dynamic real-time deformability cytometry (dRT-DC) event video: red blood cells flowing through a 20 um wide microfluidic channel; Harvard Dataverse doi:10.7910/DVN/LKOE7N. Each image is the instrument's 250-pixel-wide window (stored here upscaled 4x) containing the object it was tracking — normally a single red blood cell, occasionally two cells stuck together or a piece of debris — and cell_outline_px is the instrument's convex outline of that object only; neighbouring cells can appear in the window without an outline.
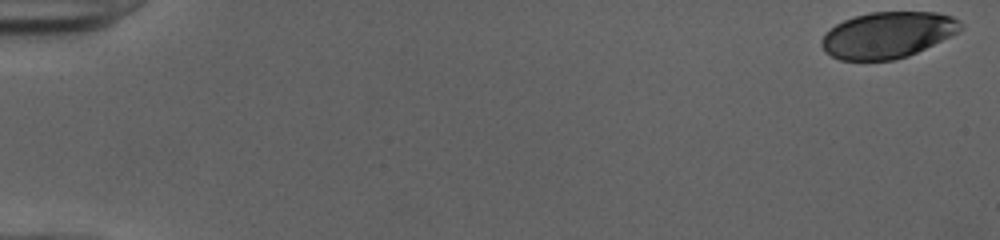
{"species": "human", "species_latin": "Homo sapiens", "temperature_condition": "cold", "stored_images_in_passage": 52, "camera_frame_rate_fps": 3000, "um_per_image_px": 0.085, "donor": {"sex": "female"}, "frame": {"image": 1, "passage_image": 1, "time_ms": 0.0, "image_size_px": [1000, 240], "cell_outline_px": [[964, 28], [908, 56], [892, 60], [840, 60], [824, 52], [820, 44], [820, 40], [836, 24], [844, 20], [856, 16], [872, 12], [936, 12], [952, 16], [960, 20], [964, 24]], "centroid_in_image_um": [75.44, 2.97], "position_along_channel_um": 9.6, "area_um2": 37.11}}
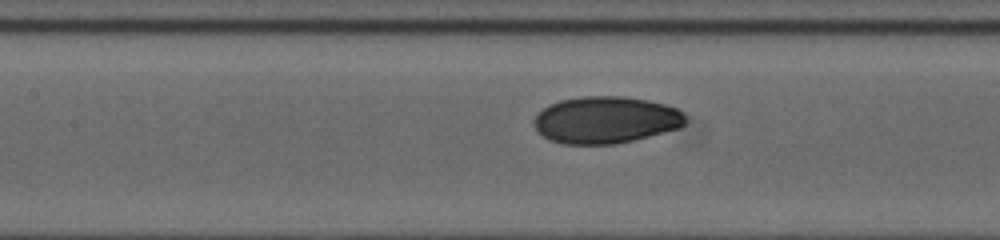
{"frame": {"image": 2, "passage_image": 25, "time_ms": 8.0, "image_size_px": [1000, 240], "cell_outline_px": [[688, 120], [684, 124], [676, 128], [648, 136], [616, 144], [560, 144], [548, 140], [536, 132], [532, 124], [532, 120], [548, 104], [560, 100], [584, 96], [620, 96], [648, 100], [664, 104], [676, 108], [684, 112]], "centroid_in_image_um": [51.43, 10.19], "position_along_channel_um": 156.0, "area_um2": 41.67}}
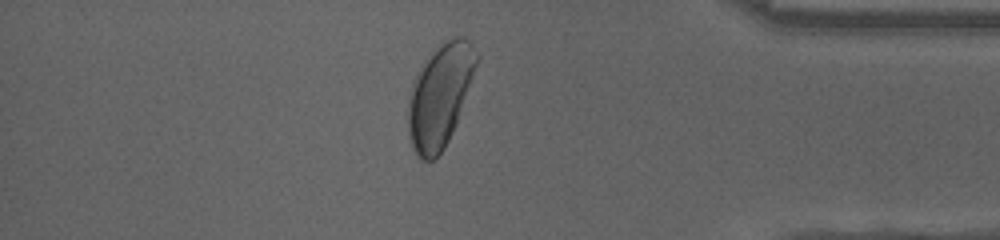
{"frame": {"image": 3, "passage_image": 45, "time_ms": 14.667, "image_size_px": [1000, 240], "cell_outline_px": [[480, 56], [456, 124], [444, 148], [432, 160], [424, 160], [416, 156], [412, 148], [408, 132], [408, 96], [412, 80], [420, 64], [424, 60], [448, 40], [456, 36], [464, 36], [472, 44]], "centroid_in_image_um": [37.37, 8.12], "position_along_channel_um": 397.8, "area_um2": 40.92}, "authors_computed_cell_mechanics": {"area_um2": 40.8357, "velocity_mm_per_s": 3.9887, "shape_relaxation_time_tau1_ms": 4.7801, "shape_relaxation_time_tau2_ms": null, "deformation_change_tau1": 0.1743, "deformation_change_tau2": null}}